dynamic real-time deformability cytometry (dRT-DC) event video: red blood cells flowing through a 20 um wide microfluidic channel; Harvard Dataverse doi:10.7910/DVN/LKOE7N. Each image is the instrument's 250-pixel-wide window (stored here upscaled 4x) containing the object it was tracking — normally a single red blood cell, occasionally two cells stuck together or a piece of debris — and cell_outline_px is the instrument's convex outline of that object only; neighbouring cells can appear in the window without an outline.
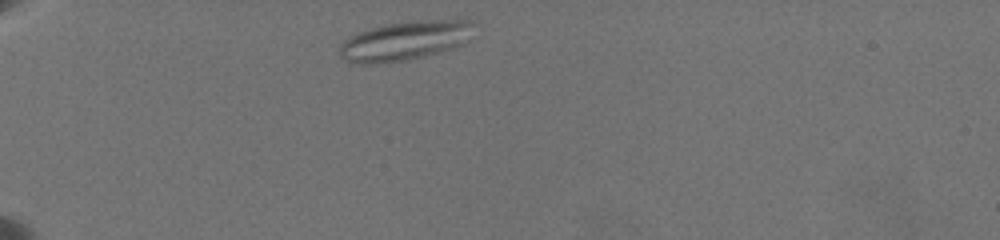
{"species": "common noctule bat (a hibernating species)", "species_latin": "Nyctalus noctula", "temperature_condition": "warm", "stored_images_in_passage": 5, "camera_frame_rate_fps": 3000, "um_per_image_px": 0.085, "animal": {"sex": "female", "body_mass_g": 19.5, "forearm_length_mm": 54.1}, "frame": {"image": 1, "passage_image": 1, "time_ms": 0.0, "image_size_px": [1000, 240], "cell_outline_px": [[480, 24], [464, 44], [440, 52], [408, 60], [376, 64], [360, 64], [344, 60], [340, 56], [340, 44], [348, 36], [384, 24], [420, 20], [468, 16], [476, 20]], "centroid_in_image_um": [34.59, 3.41], "position_along_channel_um": 50.4, "area_um2": 32.02}}